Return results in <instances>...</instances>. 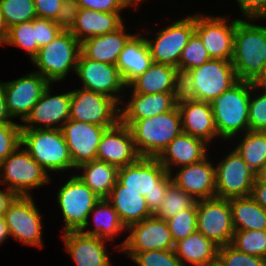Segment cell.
I'll use <instances>...</instances> for the list:
<instances>
[{"label":"cell","mask_w":266,"mask_h":266,"mask_svg":"<svg viewBox=\"0 0 266 266\" xmlns=\"http://www.w3.org/2000/svg\"><path fill=\"white\" fill-rule=\"evenodd\" d=\"M49 84L51 83L36 71L3 82L6 108L10 117H18L23 122Z\"/></svg>","instance_id":"obj_18"},{"label":"cell","mask_w":266,"mask_h":266,"mask_svg":"<svg viewBox=\"0 0 266 266\" xmlns=\"http://www.w3.org/2000/svg\"><path fill=\"white\" fill-rule=\"evenodd\" d=\"M255 176V182L266 183V163L264 164L262 169L257 174H255Z\"/></svg>","instance_id":"obj_57"},{"label":"cell","mask_w":266,"mask_h":266,"mask_svg":"<svg viewBox=\"0 0 266 266\" xmlns=\"http://www.w3.org/2000/svg\"><path fill=\"white\" fill-rule=\"evenodd\" d=\"M129 235L120 245L119 252H144L149 250H172V239L166 220L152 215L127 228Z\"/></svg>","instance_id":"obj_17"},{"label":"cell","mask_w":266,"mask_h":266,"mask_svg":"<svg viewBox=\"0 0 266 266\" xmlns=\"http://www.w3.org/2000/svg\"><path fill=\"white\" fill-rule=\"evenodd\" d=\"M234 148L249 168L257 174L266 163V132L248 131Z\"/></svg>","instance_id":"obj_36"},{"label":"cell","mask_w":266,"mask_h":266,"mask_svg":"<svg viewBox=\"0 0 266 266\" xmlns=\"http://www.w3.org/2000/svg\"><path fill=\"white\" fill-rule=\"evenodd\" d=\"M15 195L7 188L0 189V216H3L9 203L14 199Z\"/></svg>","instance_id":"obj_54"},{"label":"cell","mask_w":266,"mask_h":266,"mask_svg":"<svg viewBox=\"0 0 266 266\" xmlns=\"http://www.w3.org/2000/svg\"><path fill=\"white\" fill-rule=\"evenodd\" d=\"M91 216L94 229L89 230L88 227L91 225L89 218ZM124 230L127 229L122 224L112 204L107 199H100L89 213L88 221L80 231L86 235L97 236L111 242V240L114 241L115 236L123 233Z\"/></svg>","instance_id":"obj_33"},{"label":"cell","mask_w":266,"mask_h":266,"mask_svg":"<svg viewBox=\"0 0 266 266\" xmlns=\"http://www.w3.org/2000/svg\"><path fill=\"white\" fill-rule=\"evenodd\" d=\"M177 106L181 114L182 132L202 139L206 143L218 137L209 102L180 95Z\"/></svg>","instance_id":"obj_24"},{"label":"cell","mask_w":266,"mask_h":266,"mask_svg":"<svg viewBox=\"0 0 266 266\" xmlns=\"http://www.w3.org/2000/svg\"><path fill=\"white\" fill-rule=\"evenodd\" d=\"M21 144V124L0 125V164Z\"/></svg>","instance_id":"obj_46"},{"label":"cell","mask_w":266,"mask_h":266,"mask_svg":"<svg viewBox=\"0 0 266 266\" xmlns=\"http://www.w3.org/2000/svg\"><path fill=\"white\" fill-rule=\"evenodd\" d=\"M260 89L262 92L258 94ZM248 118L250 131L266 132V90L253 82H250Z\"/></svg>","instance_id":"obj_42"},{"label":"cell","mask_w":266,"mask_h":266,"mask_svg":"<svg viewBox=\"0 0 266 266\" xmlns=\"http://www.w3.org/2000/svg\"><path fill=\"white\" fill-rule=\"evenodd\" d=\"M63 0H34L37 18L55 20Z\"/></svg>","instance_id":"obj_51"},{"label":"cell","mask_w":266,"mask_h":266,"mask_svg":"<svg viewBox=\"0 0 266 266\" xmlns=\"http://www.w3.org/2000/svg\"><path fill=\"white\" fill-rule=\"evenodd\" d=\"M237 18L232 64L238 80L257 83L266 70V25Z\"/></svg>","instance_id":"obj_1"},{"label":"cell","mask_w":266,"mask_h":266,"mask_svg":"<svg viewBox=\"0 0 266 266\" xmlns=\"http://www.w3.org/2000/svg\"><path fill=\"white\" fill-rule=\"evenodd\" d=\"M251 197L266 210V183L254 182Z\"/></svg>","instance_id":"obj_52"},{"label":"cell","mask_w":266,"mask_h":266,"mask_svg":"<svg viewBox=\"0 0 266 266\" xmlns=\"http://www.w3.org/2000/svg\"><path fill=\"white\" fill-rule=\"evenodd\" d=\"M210 59V55L200 37L194 32L182 51L178 72L182 77L188 70L199 67Z\"/></svg>","instance_id":"obj_41"},{"label":"cell","mask_w":266,"mask_h":266,"mask_svg":"<svg viewBox=\"0 0 266 266\" xmlns=\"http://www.w3.org/2000/svg\"><path fill=\"white\" fill-rule=\"evenodd\" d=\"M61 31L54 20L35 18V40L39 48L53 41Z\"/></svg>","instance_id":"obj_48"},{"label":"cell","mask_w":266,"mask_h":266,"mask_svg":"<svg viewBox=\"0 0 266 266\" xmlns=\"http://www.w3.org/2000/svg\"><path fill=\"white\" fill-rule=\"evenodd\" d=\"M122 253L128 255L137 266H183L174 249Z\"/></svg>","instance_id":"obj_43"},{"label":"cell","mask_w":266,"mask_h":266,"mask_svg":"<svg viewBox=\"0 0 266 266\" xmlns=\"http://www.w3.org/2000/svg\"><path fill=\"white\" fill-rule=\"evenodd\" d=\"M75 75L81 80L82 89L107 95L119 105L123 103L120 94L126 85L116 65L98 62L80 53Z\"/></svg>","instance_id":"obj_16"},{"label":"cell","mask_w":266,"mask_h":266,"mask_svg":"<svg viewBox=\"0 0 266 266\" xmlns=\"http://www.w3.org/2000/svg\"><path fill=\"white\" fill-rule=\"evenodd\" d=\"M211 266H221V265L218 262H215Z\"/></svg>","instance_id":"obj_60"},{"label":"cell","mask_w":266,"mask_h":266,"mask_svg":"<svg viewBox=\"0 0 266 266\" xmlns=\"http://www.w3.org/2000/svg\"><path fill=\"white\" fill-rule=\"evenodd\" d=\"M2 124H18V123H15L8 114L5 102V92L3 89V81H0V125Z\"/></svg>","instance_id":"obj_53"},{"label":"cell","mask_w":266,"mask_h":266,"mask_svg":"<svg viewBox=\"0 0 266 266\" xmlns=\"http://www.w3.org/2000/svg\"><path fill=\"white\" fill-rule=\"evenodd\" d=\"M246 19H266V0H236Z\"/></svg>","instance_id":"obj_50"},{"label":"cell","mask_w":266,"mask_h":266,"mask_svg":"<svg viewBox=\"0 0 266 266\" xmlns=\"http://www.w3.org/2000/svg\"><path fill=\"white\" fill-rule=\"evenodd\" d=\"M0 14L7 28L37 17L34 0H0Z\"/></svg>","instance_id":"obj_38"},{"label":"cell","mask_w":266,"mask_h":266,"mask_svg":"<svg viewBox=\"0 0 266 266\" xmlns=\"http://www.w3.org/2000/svg\"><path fill=\"white\" fill-rule=\"evenodd\" d=\"M21 145L47 173L75 169L61 129H21Z\"/></svg>","instance_id":"obj_6"},{"label":"cell","mask_w":266,"mask_h":266,"mask_svg":"<svg viewBox=\"0 0 266 266\" xmlns=\"http://www.w3.org/2000/svg\"><path fill=\"white\" fill-rule=\"evenodd\" d=\"M65 250L77 266H112L107 254L108 241L81 231L62 233Z\"/></svg>","instance_id":"obj_23"},{"label":"cell","mask_w":266,"mask_h":266,"mask_svg":"<svg viewBox=\"0 0 266 266\" xmlns=\"http://www.w3.org/2000/svg\"><path fill=\"white\" fill-rule=\"evenodd\" d=\"M8 36V28L5 25L3 16L0 14V46L5 45Z\"/></svg>","instance_id":"obj_55"},{"label":"cell","mask_w":266,"mask_h":266,"mask_svg":"<svg viewBox=\"0 0 266 266\" xmlns=\"http://www.w3.org/2000/svg\"><path fill=\"white\" fill-rule=\"evenodd\" d=\"M139 191V189L136 190L122 186L117 181L107 198L118 213L126 229L132 224L152 216L145 197L142 196Z\"/></svg>","instance_id":"obj_29"},{"label":"cell","mask_w":266,"mask_h":266,"mask_svg":"<svg viewBox=\"0 0 266 266\" xmlns=\"http://www.w3.org/2000/svg\"><path fill=\"white\" fill-rule=\"evenodd\" d=\"M141 2H142V0H133L134 8L136 9V7L139 5V3L141 4Z\"/></svg>","instance_id":"obj_59"},{"label":"cell","mask_w":266,"mask_h":266,"mask_svg":"<svg viewBox=\"0 0 266 266\" xmlns=\"http://www.w3.org/2000/svg\"><path fill=\"white\" fill-rule=\"evenodd\" d=\"M249 99L250 82L238 80L210 103L220 140L229 141L250 130Z\"/></svg>","instance_id":"obj_5"},{"label":"cell","mask_w":266,"mask_h":266,"mask_svg":"<svg viewBox=\"0 0 266 266\" xmlns=\"http://www.w3.org/2000/svg\"><path fill=\"white\" fill-rule=\"evenodd\" d=\"M59 188L56 200L64 218L62 232L80 231L100 198L75 173Z\"/></svg>","instance_id":"obj_9"},{"label":"cell","mask_w":266,"mask_h":266,"mask_svg":"<svg viewBox=\"0 0 266 266\" xmlns=\"http://www.w3.org/2000/svg\"><path fill=\"white\" fill-rule=\"evenodd\" d=\"M215 163L209 155L200 162L182 166L174 175L172 182L196 200L216 197Z\"/></svg>","instance_id":"obj_22"},{"label":"cell","mask_w":266,"mask_h":266,"mask_svg":"<svg viewBox=\"0 0 266 266\" xmlns=\"http://www.w3.org/2000/svg\"><path fill=\"white\" fill-rule=\"evenodd\" d=\"M237 81L231 61L210 59L181 77V95L211 103Z\"/></svg>","instance_id":"obj_4"},{"label":"cell","mask_w":266,"mask_h":266,"mask_svg":"<svg viewBox=\"0 0 266 266\" xmlns=\"http://www.w3.org/2000/svg\"><path fill=\"white\" fill-rule=\"evenodd\" d=\"M180 95L181 92L143 94L131 90L130 100L124 108H119L120 121H136L169 112L177 106Z\"/></svg>","instance_id":"obj_25"},{"label":"cell","mask_w":266,"mask_h":266,"mask_svg":"<svg viewBox=\"0 0 266 266\" xmlns=\"http://www.w3.org/2000/svg\"><path fill=\"white\" fill-rule=\"evenodd\" d=\"M121 122L129 127L140 157L157 158L167 145L182 132L178 106L169 112L153 117Z\"/></svg>","instance_id":"obj_2"},{"label":"cell","mask_w":266,"mask_h":266,"mask_svg":"<svg viewBox=\"0 0 266 266\" xmlns=\"http://www.w3.org/2000/svg\"><path fill=\"white\" fill-rule=\"evenodd\" d=\"M8 237L9 232L4 217L0 216V245H2V243L5 242Z\"/></svg>","instance_id":"obj_56"},{"label":"cell","mask_w":266,"mask_h":266,"mask_svg":"<svg viewBox=\"0 0 266 266\" xmlns=\"http://www.w3.org/2000/svg\"><path fill=\"white\" fill-rule=\"evenodd\" d=\"M80 8L102 12L120 13L125 8L133 7V0H77Z\"/></svg>","instance_id":"obj_47"},{"label":"cell","mask_w":266,"mask_h":266,"mask_svg":"<svg viewBox=\"0 0 266 266\" xmlns=\"http://www.w3.org/2000/svg\"><path fill=\"white\" fill-rule=\"evenodd\" d=\"M76 174L100 199H107L117 182L118 168L106 162L92 160L76 168Z\"/></svg>","instance_id":"obj_34"},{"label":"cell","mask_w":266,"mask_h":266,"mask_svg":"<svg viewBox=\"0 0 266 266\" xmlns=\"http://www.w3.org/2000/svg\"><path fill=\"white\" fill-rule=\"evenodd\" d=\"M140 158L137 153L129 127L120 120L107 128L97 149L96 160L106 162L117 168L135 163Z\"/></svg>","instance_id":"obj_21"},{"label":"cell","mask_w":266,"mask_h":266,"mask_svg":"<svg viewBox=\"0 0 266 266\" xmlns=\"http://www.w3.org/2000/svg\"><path fill=\"white\" fill-rule=\"evenodd\" d=\"M188 208H197V200L172 182L154 216L167 220Z\"/></svg>","instance_id":"obj_37"},{"label":"cell","mask_w":266,"mask_h":266,"mask_svg":"<svg viewBox=\"0 0 266 266\" xmlns=\"http://www.w3.org/2000/svg\"><path fill=\"white\" fill-rule=\"evenodd\" d=\"M216 197L231 199L251 196L255 173L236 149H232L215 165Z\"/></svg>","instance_id":"obj_14"},{"label":"cell","mask_w":266,"mask_h":266,"mask_svg":"<svg viewBox=\"0 0 266 266\" xmlns=\"http://www.w3.org/2000/svg\"><path fill=\"white\" fill-rule=\"evenodd\" d=\"M117 181L127 188L140 190L152 215L160 208L172 183L170 174L157 158L140 157L135 163L118 168Z\"/></svg>","instance_id":"obj_3"},{"label":"cell","mask_w":266,"mask_h":266,"mask_svg":"<svg viewBox=\"0 0 266 266\" xmlns=\"http://www.w3.org/2000/svg\"><path fill=\"white\" fill-rule=\"evenodd\" d=\"M231 245L257 257H266V230H235Z\"/></svg>","instance_id":"obj_40"},{"label":"cell","mask_w":266,"mask_h":266,"mask_svg":"<svg viewBox=\"0 0 266 266\" xmlns=\"http://www.w3.org/2000/svg\"><path fill=\"white\" fill-rule=\"evenodd\" d=\"M80 11V5L77 0H63L61 8L54 22L62 31H71L75 20Z\"/></svg>","instance_id":"obj_49"},{"label":"cell","mask_w":266,"mask_h":266,"mask_svg":"<svg viewBox=\"0 0 266 266\" xmlns=\"http://www.w3.org/2000/svg\"><path fill=\"white\" fill-rule=\"evenodd\" d=\"M174 252L183 266H211L217 262L218 246L196 231L176 242Z\"/></svg>","instance_id":"obj_32"},{"label":"cell","mask_w":266,"mask_h":266,"mask_svg":"<svg viewBox=\"0 0 266 266\" xmlns=\"http://www.w3.org/2000/svg\"><path fill=\"white\" fill-rule=\"evenodd\" d=\"M256 84L260 88H263L266 90V70H265V74L259 79V81Z\"/></svg>","instance_id":"obj_58"},{"label":"cell","mask_w":266,"mask_h":266,"mask_svg":"<svg viewBox=\"0 0 266 266\" xmlns=\"http://www.w3.org/2000/svg\"><path fill=\"white\" fill-rule=\"evenodd\" d=\"M119 108L107 95L76 88L71 91L69 119L110 128L120 120Z\"/></svg>","instance_id":"obj_11"},{"label":"cell","mask_w":266,"mask_h":266,"mask_svg":"<svg viewBox=\"0 0 266 266\" xmlns=\"http://www.w3.org/2000/svg\"><path fill=\"white\" fill-rule=\"evenodd\" d=\"M174 243L197 231V208H188L166 220Z\"/></svg>","instance_id":"obj_44"},{"label":"cell","mask_w":266,"mask_h":266,"mask_svg":"<svg viewBox=\"0 0 266 266\" xmlns=\"http://www.w3.org/2000/svg\"><path fill=\"white\" fill-rule=\"evenodd\" d=\"M49 174L21 144L0 164V184L15 196H30V190L52 181Z\"/></svg>","instance_id":"obj_8"},{"label":"cell","mask_w":266,"mask_h":266,"mask_svg":"<svg viewBox=\"0 0 266 266\" xmlns=\"http://www.w3.org/2000/svg\"><path fill=\"white\" fill-rule=\"evenodd\" d=\"M217 262L221 266H265V258L246 254L231 244L218 247Z\"/></svg>","instance_id":"obj_45"},{"label":"cell","mask_w":266,"mask_h":266,"mask_svg":"<svg viewBox=\"0 0 266 266\" xmlns=\"http://www.w3.org/2000/svg\"><path fill=\"white\" fill-rule=\"evenodd\" d=\"M30 196H15L3 214L9 236L25 245L43 248L42 215Z\"/></svg>","instance_id":"obj_10"},{"label":"cell","mask_w":266,"mask_h":266,"mask_svg":"<svg viewBox=\"0 0 266 266\" xmlns=\"http://www.w3.org/2000/svg\"><path fill=\"white\" fill-rule=\"evenodd\" d=\"M197 231L218 247L231 244L235 232L230 199L197 200Z\"/></svg>","instance_id":"obj_13"},{"label":"cell","mask_w":266,"mask_h":266,"mask_svg":"<svg viewBox=\"0 0 266 266\" xmlns=\"http://www.w3.org/2000/svg\"><path fill=\"white\" fill-rule=\"evenodd\" d=\"M234 230H266V210L251 196L230 199Z\"/></svg>","instance_id":"obj_35"},{"label":"cell","mask_w":266,"mask_h":266,"mask_svg":"<svg viewBox=\"0 0 266 266\" xmlns=\"http://www.w3.org/2000/svg\"><path fill=\"white\" fill-rule=\"evenodd\" d=\"M126 88L143 94L181 92V75L174 66L153 62Z\"/></svg>","instance_id":"obj_27"},{"label":"cell","mask_w":266,"mask_h":266,"mask_svg":"<svg viewBox=\"0 0 266 266\" xmlns=\"http://www.w3.org/2000/svg\"><path fill=\"white\" fill-rule=\"evenodd\" d=\"M226 16L195 15V33L200 37L211 59L232 61L237 18L230 23Z\"/></svg>","instance_id":"obj_15"},{"label":"cell","mask_w":266,"mask_h":266,"mask_svg":"<svg viewBox=\"0 0 266 266\" xmlns=\"http://www.w3.org/2000/svg\"><path fill=\"white\" fill-rule=\"evenodd\" d=\"M6 44L24 49L32 60L40 49L35 40V18L8 28Z\"/></svg>","instance_id":"obj_39"},{"label":"cell","mask_w":266,"mask_h":266,"mask_svg":"<svg viewBox=\"0 0 266 266\" xmlns=\"http://www.w3.org/2000/svg\"><path fill=\"white\" fill-rule=\"evenodd\" d=\"M107 128L82 121L68 120L61 128L73 166L96 160L97 149Z\"/></svg>","instance_id":"obj_20"},{"label":"cell","mask_w":266,"mask_h":266,"mask_svg":"<svg viewBox=\"0 0 266 266\" xmlns=\"http://www.w3.org/2000/svg\"><path fill=\"white\" fill-rule=\"evenodd\" d=\"M124 24L120 13L102 12L80 8L73 29L70 31L82 42L84 39L116 31Z\"/></svg>","instance_id":"obj_31"},{"label":"cell","mask_w":266,"mask_h":266,"mask_svg":"<svg viewBox=\"0 0 266 266\" xmlns=\"http://www.w3.org/2000/svg\"><path fill=\"white\" fill-rule=\"evenodd\" d=\"M204 140L181 132L176 136L157 157L169 174L173 168L191 165L205 159L209 152ZM176 165V166H175Z\"/></svg>","instance_id":"obj_26"},{"label":"cell","mask_w":266,"mask_h":266,"mask_svg":"<svg viewBox=\"0 0 266 266\" xmlns=\"http://www.w3.org/2000/svg\"><path fill=\"white\" fill-rule=\"evenodd\" d=\"M81 42L70 31H61L53 41L41 47L31 60L37 73L51 84L63 81L70 71H76Z\"/></svg>","instance_id":"obj_7"},{"label":"cell","mask_w":266,"mask_h":266,"mask_svg":"<svg viewBox=\"0 0 266 266\" xmlns=\"http://www.w3.org/2000/svg\"><path fill=\"white\" fill-rule=\"evenodd\" d=\"M153 63L145 37L135 33L124 45L116 66L121 78L128 86L135 78L142 75Z\"/></svg>","instance_id":"obj_28"},{"label":"cell","mask_w":266,"mask_h":266,"mask_svg":"<svg viewBox=\"0 0 266 266\" xmlns=\"http://www.w3.org/2000/svg\"><path fill=\"white\" fill-rule=\"evenodd\" d=\"M194 32L195 14L176 20L155 32L153 40L145 37L153 62L171 65L178 69L182 51Z\"/></svg>","instance_id":"obj_12"},{"label":"cell","mask_w":266,"mask_h":266,"mask_svg":"<svg viewBox=\"0 0 266 266\" xmlns=\"http://www.w3.org/2000/svg\"><path fill=\"white\" fill-rule=\"evenodd\" d=\"M52 85L49 84L33 106L21 129H61L69 120L71 91L53 96Z\"/></svg>","instance_id":"obj_19"},{"label":"cell","mask_w":266,"mask_h":266,"mask_svg":"<svg viewBox=\"0 0 266 266\" xmlns=\"http://www.w3.org/2000/svg\"><path fill=\"white\" fill-rule=\"evenodd\" d=\"M133 35L126 32L123 24L116 31L84 39L81 42V53L86 58L116 65L124 45Z\"/></svg>","instance_id":"obj_30"}]
</instances>
